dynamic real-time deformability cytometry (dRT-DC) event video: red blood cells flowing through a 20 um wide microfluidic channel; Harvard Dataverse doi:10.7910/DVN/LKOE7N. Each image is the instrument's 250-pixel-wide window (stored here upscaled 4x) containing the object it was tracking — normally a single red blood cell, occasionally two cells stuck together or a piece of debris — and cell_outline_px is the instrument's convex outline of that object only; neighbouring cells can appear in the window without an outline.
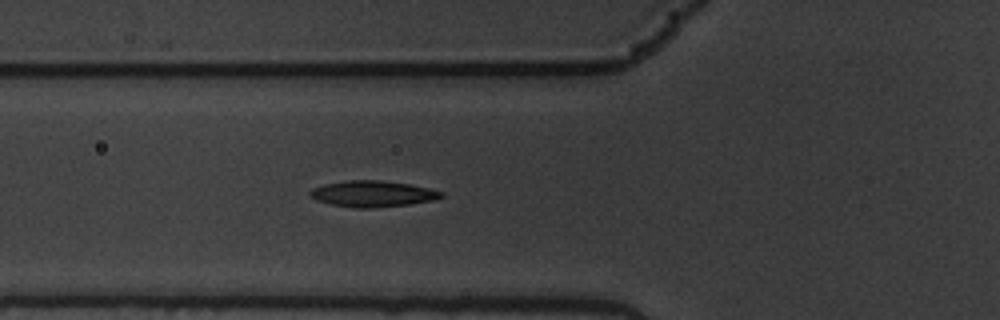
{"species": "common noctule bat (a hibernating species)", "species_latin": "Nyctalus noctula", "temperature_condition": "warm", "stored_images_in_passage": 4, "camera_frame_rate_fps": 3000, "um_per_image_px": 0.085, "animal": {"sex": "male", "body_mass_g": 19.5, "forearm_length_mm": 54.6}, "frame": {"image": 1, "passage_image": 4, "time_ms": 1.0, "image_size_px": [1000, 320], "cell_outline_px": [[444, 196], [432, 200], [408, 204], [372, 208], [356, 208], [332, 204], [316, 200], [308, 192], [312, 188], [324, 184], [344, 180], [380, 180], [408, 184], [428, 188], [444, 192]], "centroid_in_image_um": [31.65, 16.46], "position_along_channel_um": 94.1, "area_um2": 19.83}}